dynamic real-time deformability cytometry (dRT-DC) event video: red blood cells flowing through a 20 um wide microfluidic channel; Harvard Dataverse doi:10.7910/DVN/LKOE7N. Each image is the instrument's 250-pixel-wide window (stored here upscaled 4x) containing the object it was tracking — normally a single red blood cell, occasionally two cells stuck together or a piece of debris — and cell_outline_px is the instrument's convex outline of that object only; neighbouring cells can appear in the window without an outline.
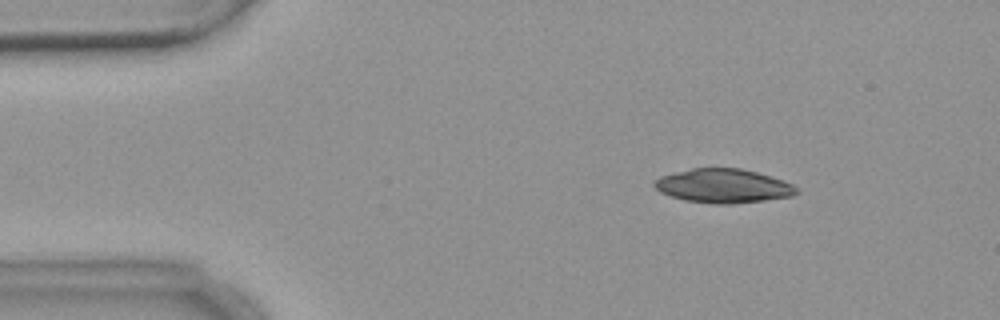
{"species": "common noctule bat (a hibernating species)", "species_latin": "Nyctalus noctula", "temperature_condition": "warm", "stored_images_in_passage": 4, "camera_frame_rate_fps": 3000, "um_per_image_px": 0.085, "animal": {"sex": "female", "body_mass_g": 18.4}, "frame": {"image": 1, "passage_image": 2, "time_ms": 1.0, "image_size_px": [1000, 320], "cell_outline_px": [[800, 192], [792, 196], [764, 200], [732, 204], [716, 204], [684, 200], [660, 192], [652, 184], [660, 176], [692, 168], [740, 168], [756, 172], [784, 180], [800, 188]], "centroid_in_image_um": [61.51, 15.8], "position_along_channel_um": 23.5, "area_um2": 28.15}}